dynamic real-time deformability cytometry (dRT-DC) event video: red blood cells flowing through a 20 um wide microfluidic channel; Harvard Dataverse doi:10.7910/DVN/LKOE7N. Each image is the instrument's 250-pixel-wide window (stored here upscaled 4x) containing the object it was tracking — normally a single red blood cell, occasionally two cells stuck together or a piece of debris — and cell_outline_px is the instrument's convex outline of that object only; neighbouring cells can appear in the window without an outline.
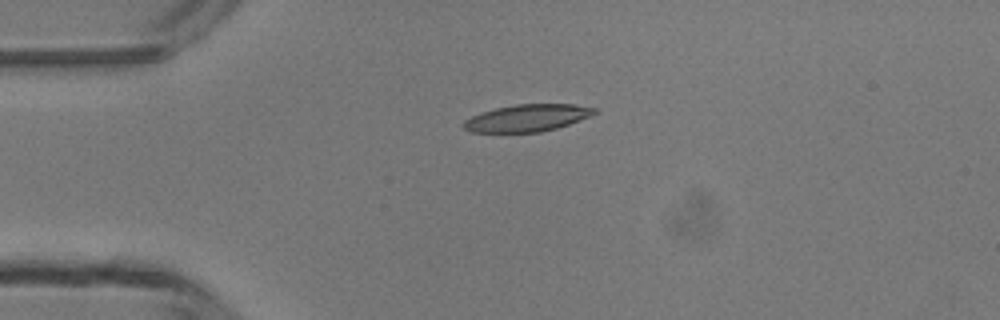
{"species": "common noctule bat (a hibernating species)", "species_latin": "Nyctalus noctula", "temperature_condition": "room temperature", "stored_images_in_passage": 5, "segment_of_instrument_passage": [1, 2], "camera_frame_rate_fps": 3000, "um_per_image_px": 0.085, "animal": {"sex": "male", "body_mass_g": 13.3}, "frame": {"image": 1, "passage_image": 2, "time_ms": 3.0, "image_size_px": [1000, 320], "cell_outline_px": [[596, 112], [588, 116], [568, 124], [556, 128], [540, 132], [472, 132], [464, 128], [460, 124], [464, 120], [472, 116], [496, 108], [516, 104], [572, 104], [596, 108]], "centroid_in_image_um": [44.77, 10.03], "position_along_channel_um": 40.2, "area_um2": 20.35}}